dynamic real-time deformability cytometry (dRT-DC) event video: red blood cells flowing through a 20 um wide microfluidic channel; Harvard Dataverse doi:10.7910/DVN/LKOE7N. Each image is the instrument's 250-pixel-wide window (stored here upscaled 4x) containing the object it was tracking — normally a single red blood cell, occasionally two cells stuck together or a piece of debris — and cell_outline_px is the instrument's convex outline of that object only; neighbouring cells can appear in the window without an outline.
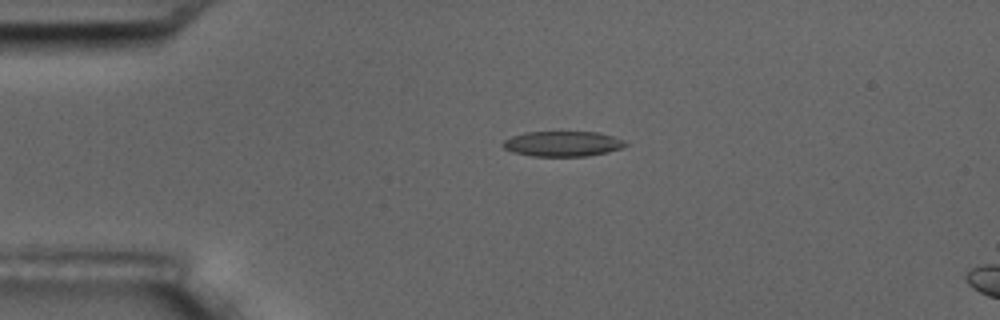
{"species": "common noctule bat (a hibernating species)", "species_latin": "Nyctalus noctula", "temperature_condition": "room temperature", "stored_images_in_passage": 5, "camera_frame_rate_fps": 3000, "um_per_image_px": 0.085, "animal": {"sex": "male", "body_mass_g": 17.5, "forearm_length_mm": 52.3}, "frame": {"image": 1, "passage_image": 3, "time_ms": 2.333, "image_size_px": [1000, 320], "cell_outline_px": [[628, 144], [620, 148], [608, 152], [588, 156], [532, 156], [512, 152], [504, 148], [500, 144], [504, 140], [512, 136], [524, 132], [596, 132], [612, 136], [624, 140]], "centroid_in_image_um": [47.79, 12.22], "position_along_channel_um": 37.2, "area_um2": 18.03}}
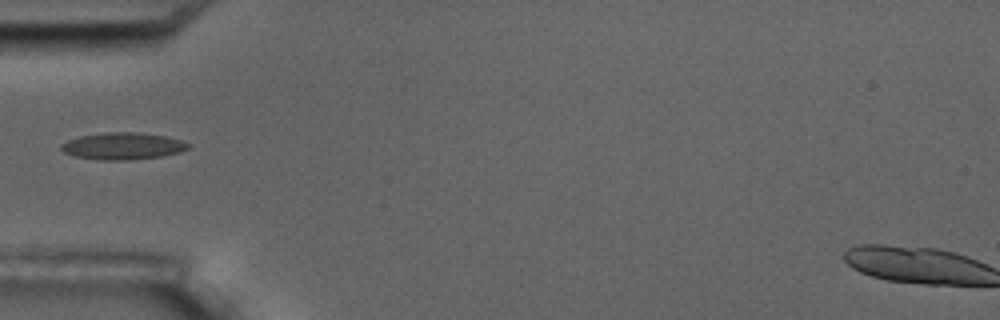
{"frame": {"image": 2, "passage_image": 5, "time_ms": 4.333, "image_size_px": [1000, 320], "cell_outline_px": [[192, 144], [188, 148], [180, 152], [164, 156], [128, 160], [100, 160], [76, 156], [64, 152], [60, 148], [60, 144], [68, 140], [80, 136], [104, 132], [136, 132], [164, 136], [180, 140]], "centroid_in_image_um": [10.44, 12.41], "position_along_channel_um": 74.6, "area_um2": 19.94}}